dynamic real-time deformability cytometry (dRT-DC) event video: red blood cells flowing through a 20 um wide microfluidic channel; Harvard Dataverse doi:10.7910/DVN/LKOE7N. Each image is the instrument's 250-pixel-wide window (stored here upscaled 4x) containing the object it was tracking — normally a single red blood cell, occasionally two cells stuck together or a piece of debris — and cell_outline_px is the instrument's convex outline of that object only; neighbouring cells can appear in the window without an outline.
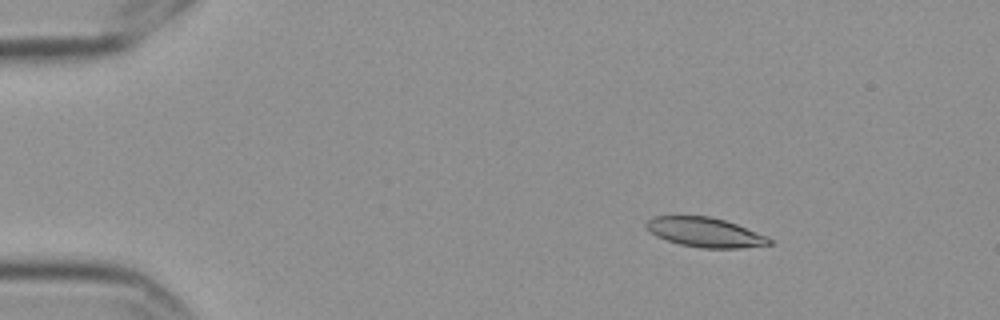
{"species": "Egyptian fruit bat (a non-hibernating species)", "species_latin": "Rousettus aegyptiacus", "temperature_condition": "cold", "stored_images_in_passage": 5, "camera_frame_rate_fps": 3000, "um_per_image_px": 0.085, "frame": {"image": 1, "passage_image": 3, "time_ms": 0.667, "image_size_px": [1000, 320], "cell_outline_px": [[772, 244], [740, 248], [700, 248], [680, 244], [656, 236], [644, 224], [652, 216], [708, 216], [724, 220], [736, 224], [768, 236], [772, 240]], "centroid_in_image_um": [59.95, 19.75], "position_along_channel_um": 25.1, "area_um2": 21.04}}